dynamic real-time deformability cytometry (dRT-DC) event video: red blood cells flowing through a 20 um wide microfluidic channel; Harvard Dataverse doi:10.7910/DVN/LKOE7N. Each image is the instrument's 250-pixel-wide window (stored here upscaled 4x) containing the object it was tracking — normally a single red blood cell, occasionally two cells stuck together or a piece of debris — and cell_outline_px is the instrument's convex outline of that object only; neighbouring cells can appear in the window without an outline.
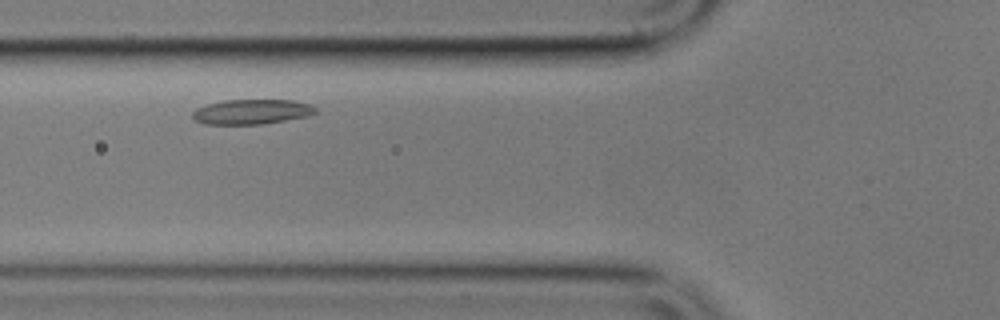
{"species": "common noctule bat (a hibernating species)", "species_latin": "Nyctalus noctula", "temperature_condition": "cold", "stored_images_in_passage": 4, "camera_frame_rate_fps": 3000, "um_per_image_px": 0.085, "animal": {"sex": "male", "body_mass_g": 17.9}, "frame": {"image": 1, "passage_image": 2, "time_ms": 1.0, "image_size_px": [1000, 320], "cell_outline_px": [[316, 112], [308, 116], [260, 124], [204, 124], [196, 120], [192, 116], [192, 112], [196, 108], [208, 104], [224, 100], [292, 100], [308, 104], [316, 108]], "centroid_in_image_um": [21.36, 9.5], "position_along_channel_um": 104.4, "area_um2": 17.63}}
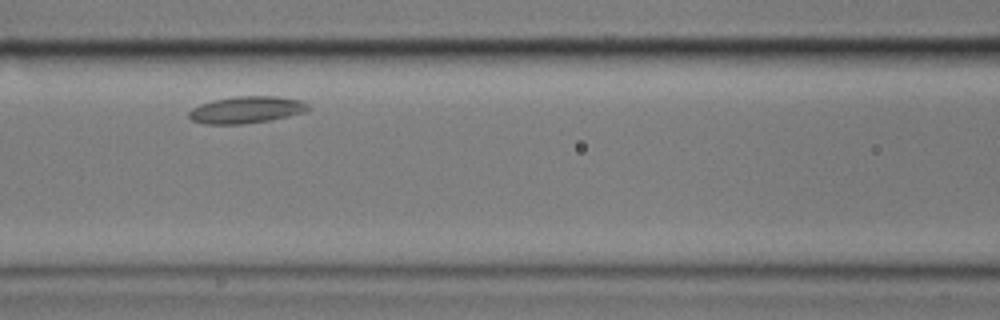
{"frame": {"image": 2, "passage_image": 3, "time_ms": 2.333, "image_size_px": [1000, 320], "cell_outline_px": [[308, 112], [268, 120], [244, 124], [204, 124], [192, 120], [188, 116], [188, 112], [192, 108], [200, 104], [212, 100], [236, 96], [276, 96], [300, 100], [308, 104]], "centroid_in_image_um": [20.92, 9.33], "position_along_channel_um": 145.7, "area_um2": 18.73}}
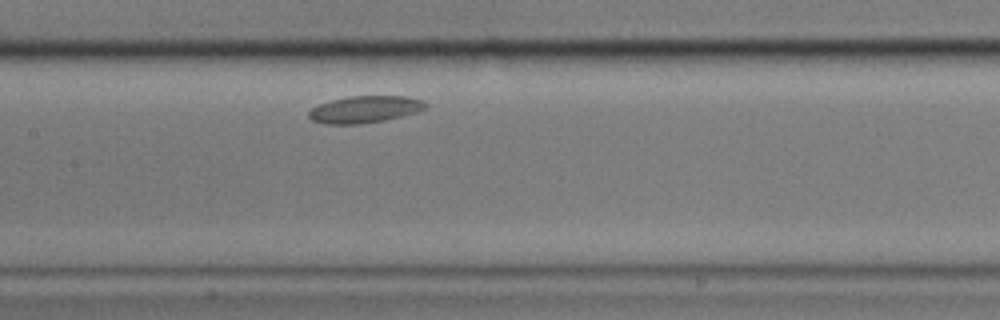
{"frame": {"image": 3, "passage_image": 4, "time_ms": 3.333, "image_size_px": [1000, 320], "cell_outline_px": [[428, 108], [416, 112], [384, 120], [360, 124], [324, 124], [312, 120], [308, 116], [308, 112], [312, 108], [320, 104], [332, 100], [352, 96], [408, 96], [424, 100], [428, 104]], "centroid_in_image_um": [31.04, 9.29], "position_along_channel_um": 176.4, "area_um2": 18.32}}